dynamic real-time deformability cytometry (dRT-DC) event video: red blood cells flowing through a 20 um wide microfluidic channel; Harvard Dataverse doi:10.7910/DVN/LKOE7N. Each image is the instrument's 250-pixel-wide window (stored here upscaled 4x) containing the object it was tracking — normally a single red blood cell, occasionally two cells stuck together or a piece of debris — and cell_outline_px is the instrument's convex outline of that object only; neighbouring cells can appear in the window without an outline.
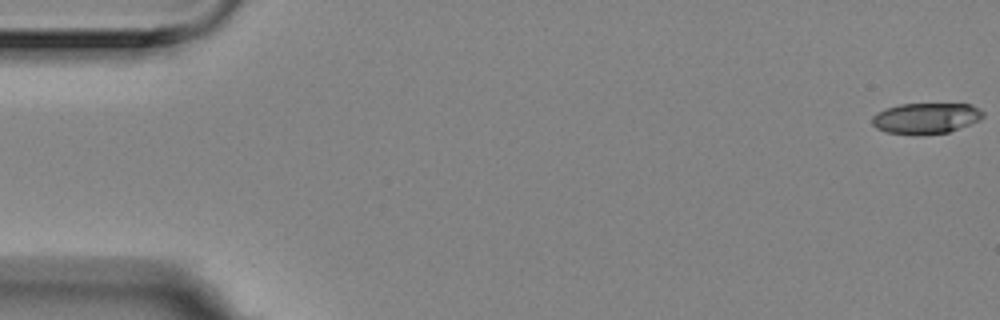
{"species": "Egyptian fruit bat (a non-hibernating species)", "species_latin": "Rousettus aegyptiacus", "temperature_condition": "room temperature", "stored_images_in_passage": 5, "camera_frame_rate_fps": 3000, "um_per_image_px": 0.085, "animal": {"sex": "female"}, "frame": {"image": 1, "passage_image": 1, "time_ms": 0.0, "image_size_px": [1000, 320], "cell_outline_px": [[984, 116], [980, 120], [948, 132], [924, 136], [912, 136], [884, 132], [876, 128], [872, 124], [872, 116], [876, 112], [900, 104], [972, 104], [980, 108], [984, 112]], "centroid_in_image_um": [78.69, 10.08], "position_along_channel_um": 6.3, "area_um2": 20.4}}